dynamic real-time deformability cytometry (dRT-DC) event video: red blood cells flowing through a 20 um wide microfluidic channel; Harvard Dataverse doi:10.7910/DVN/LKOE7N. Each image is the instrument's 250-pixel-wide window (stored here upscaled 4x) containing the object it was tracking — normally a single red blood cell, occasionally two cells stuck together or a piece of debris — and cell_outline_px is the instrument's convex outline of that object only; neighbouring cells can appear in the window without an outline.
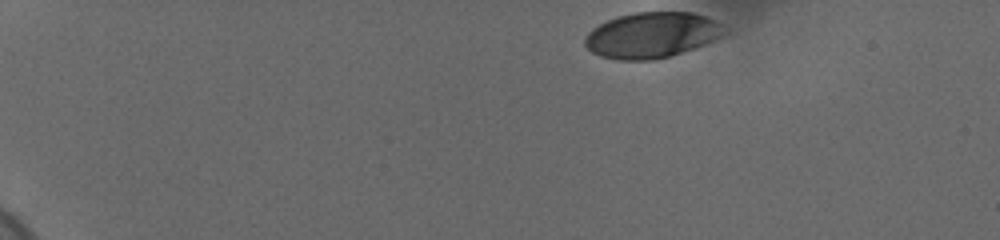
{"species": "human", "species_latin": "Homo sapiens", "temperature_condition": "cold", "stored_images_in_passage": 41, "camera_frame_rate_fps": 3000, "um_per_image_px": 0.085, "donor": {"sex": "female"}, "frame": {"image": 1, "passage_image": 1, "time_ms": 0.0, "image_size_px": [1000, 240], "cell_outline_px": [[728, 32], [724, 36], [704, 44], [668, 56], [652, 60], [620, 60], [600, 56], [592, 52], [584, 44], [584, 36], [592, 28], [616, 16], [636, 12], [692, 12], [704, 16], [728, 28]], "centroid_in_image_um": [55.39, 2.97], "position_along_channel_um": 29.6, "area_um2": 37.05}}
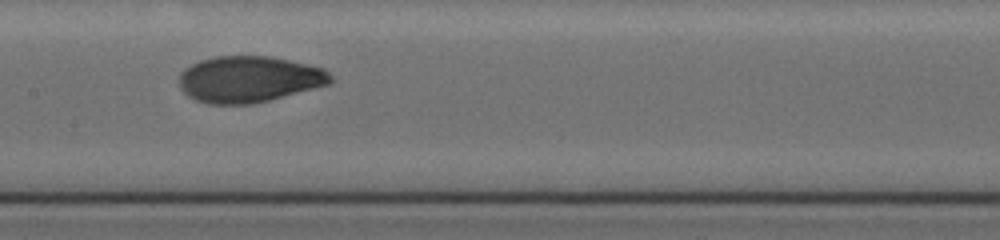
{"frame": {"image": 2, "passage_image": 23, "time_ms": 7.333, "image_size_px": [1000, 240], "cell_outline_px": [[332, 80], [328, 84], [268, 100], [252, 104], [208, 104], [196, 100], [188, 96], [180, 88], [180, 72], [184, 68], [200, 60], [212, 56], [272, 56], [324, 68], [332, 76]], "centroid_in_image_um": [21.13, 6.72], "position_along_channel_um": 186.3, "area_um2": 40.75}}
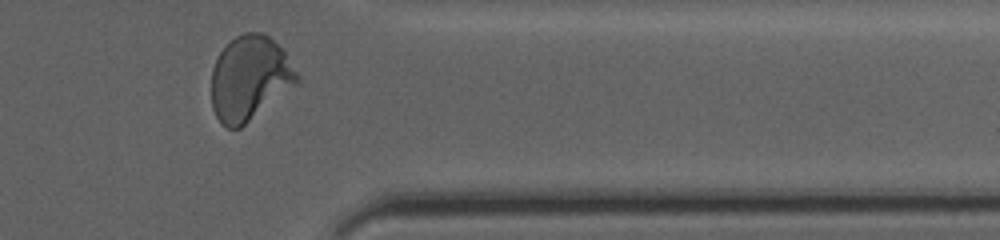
{"frame": {"image": 3, "passage_image": 40, "time_ms": 13.0, "image_size_px": [1000, 240], "cell_outline_px": [[300, 80], [240, 128], [228, 128], [216, 116], [212, 108], [212, 68], [220, 52], [236, 36], [244, 32], [260, 32], [268, 36], [284, 52], [300, 76]], "centroid_in_image_um": [21.2, 6.64], "position_along_channel_um": 390.2, "area_um2": 41.33}, "authors_computed_cell_mechanics": {"area_um2": 40.0554, "velocity_mm_per_s": 3.6806, "shape_relaxation_time_tau1_ms": 5.1302, "shape_relaxation_time_tau2_ms": 0.9941, "deformation_change_tau1": 0.1912, "deformation_change_tau2": 0.0423}}